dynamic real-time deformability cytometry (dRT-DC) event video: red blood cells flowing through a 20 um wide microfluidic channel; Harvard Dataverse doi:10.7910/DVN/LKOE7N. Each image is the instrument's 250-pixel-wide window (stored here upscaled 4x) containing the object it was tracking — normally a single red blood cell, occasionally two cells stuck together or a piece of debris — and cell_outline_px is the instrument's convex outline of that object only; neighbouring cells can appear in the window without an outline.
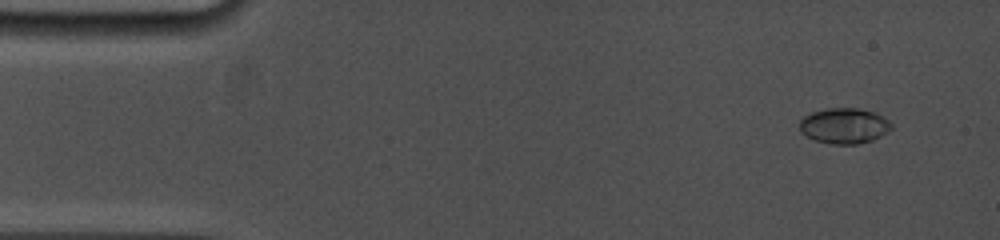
{"species": "common noctule bat (a hibernating species)", "species_latin": "Nyctalus noctula", "temperature_condition": "cold", "stored_images_in_passage": 20, "camera_frame_rate_fps": 5000, "um_per_image_px": 0.085, "animal": {"sex": "female", "body_mass_g": 19.0, "forearm_length_mm": 53.3}, "frame": {"image": 1, "passage_image": 1, "time_ms": 0.0, "image_size_px": [1000, 240], "cell_outline_px": [[892, 128], [888, 132], [872, 140], [856, 144], [832, 144], [816, 140], [804, 136], [800, 132], [800, 120], [804, 116], [812, 112], [828, 108], [860, 108], [876, 112], [888, 120], [892, 124]], "centroid_in_image_um": [71.76, 10.68], "position_along_channel_um": 13.2, "area_um2": 19.13}}
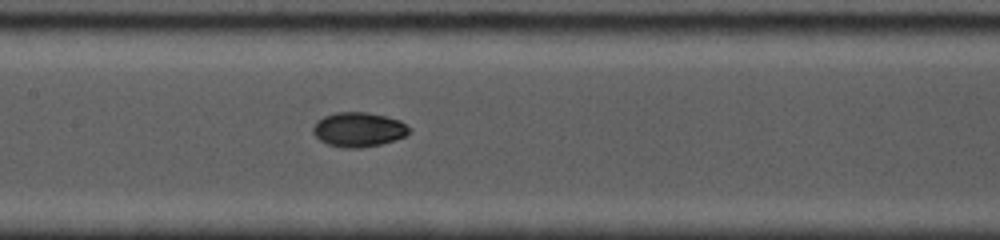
{"frame": {"image": 2, "passage_image": 12, "time_ms": 7.0, "image_size_px": [1000, 240], "cell_outline_px": [[412, 132], [396, 140], [380, 144], [360, 148], [344, 148], [328, 144], [320, 140], [312, 132], [312, 128], [316, 120], [324, 116], [336, 112], [368, 112], [400, 120], [412, 128]], "centroid_in_image_um": [30.49, 11.01], "position_along_channel_um": 176.9, "area_um2": 19.54}}
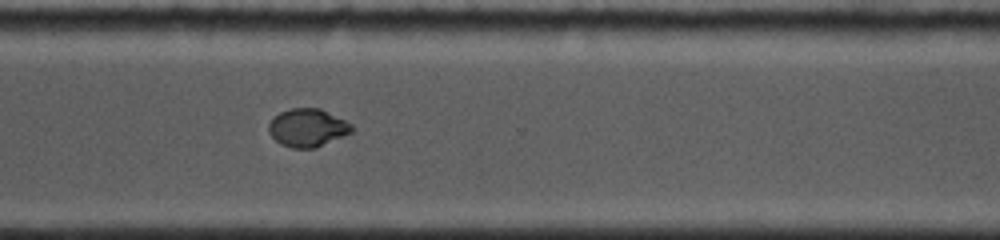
{"frame": {"image": 3, "passage_image": 20, "time_ms": 11.4, "image_size_px": [1000, 240], "cell_outline_px": [[352, 132], [344, 136], [316, 148], [292, 148], [280, 144], [268, 132], [268, 124], [280, 112], [292, 108], [320, 108], [352, 124]], "centroid_in_image_um": [26.14, 10.87], "position_along_channel_um": 344.5, "area_um2": 18.32}}